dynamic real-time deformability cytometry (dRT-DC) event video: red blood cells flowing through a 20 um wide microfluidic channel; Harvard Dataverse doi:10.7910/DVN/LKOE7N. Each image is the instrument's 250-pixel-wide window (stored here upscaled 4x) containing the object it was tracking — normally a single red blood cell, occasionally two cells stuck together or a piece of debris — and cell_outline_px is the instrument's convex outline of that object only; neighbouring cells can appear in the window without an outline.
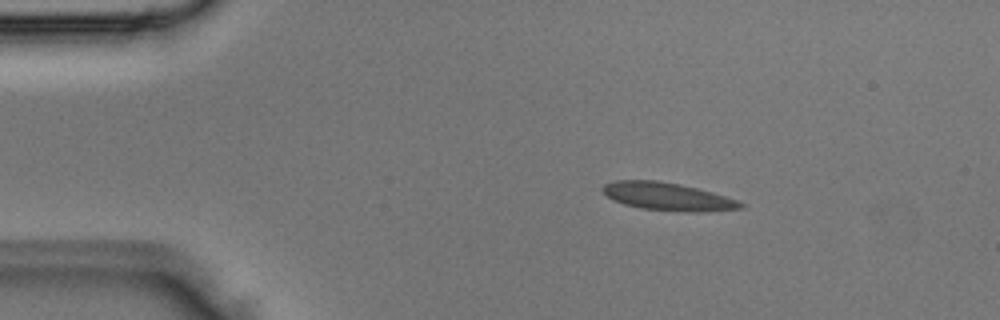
{"species": "Egyptian fruit bat (a non-hibernating species)", "species_latin": "Rousettus aegyptiacus", "temperature_condition": "room temperature", "stored_images_in_passage": 4, "segment_of_instrument_passage": [1, 2], "camera_frame_rate_fps": 3000, "um_per_image_px": 0.085, "animal": {"sex": "male"}, "frame": {"image": 1, "passage_image": 2, "time_ms": 0.333, "image_size_px": [1000, 320], "cell_outline_px": [[744, 208], [700, 212], [684, 212], [640, 208], [624, 204], [612, 200], [600, 188], [604, 184], [616, 180], [656, 180], [680, 184], [712, 192], [736, 200], [744, 204]], "centroid_in_image_um": [56.72, 16.71], "position_along_channel_um": 28.3, "area_um2": 22.31}}